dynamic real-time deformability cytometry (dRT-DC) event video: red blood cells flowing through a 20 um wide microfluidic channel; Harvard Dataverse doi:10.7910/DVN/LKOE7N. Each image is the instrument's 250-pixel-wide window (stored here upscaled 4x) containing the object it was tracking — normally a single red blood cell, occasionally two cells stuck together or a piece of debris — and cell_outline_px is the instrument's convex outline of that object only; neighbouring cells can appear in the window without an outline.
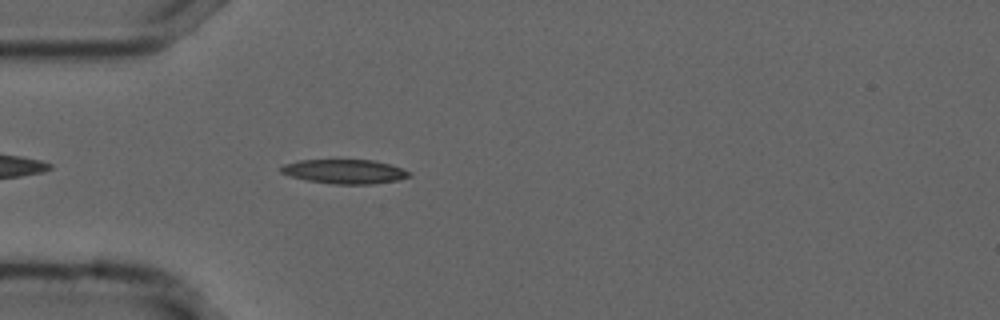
{"species": "common noctule bat (a hibernating species)", "species_latin": "Nyctalus noctula", "temperature_condition": "cold", "stored_images_in_passage": 35, "camera_frame_rate_fps": 3000, "um_per_image_px": 0.085, "animal": {"sex": "male", "forearm_length_mm": 52.5}, "frame": {"image": 1, "passage_image": 4, "time_ms": 1.0, "image_size_px": [1000, 320], "cell_outline_px": [[412, 176], [396, 180], [372, 184], [332, 184], [308, 180], [288, 176], [280, 172], [280, 168], [284, 164], [300, 160], [372, 160], [392, 164], [412, 172]], "centroid_in_image_um": [29.32, 14.58], "position_along_channel_um": 55.7, "area_um2": 18.21}}
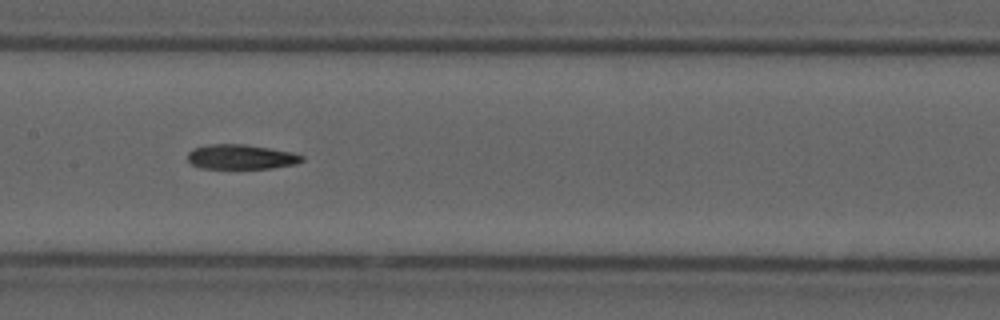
{"frame": {"image": 2, "passage_image": 15, "time_ms": 4.667, "image_size_px": [1000, 320], "cell_outline_px": [[304, 160], [296, 164], [272, 168], [200, 168], [192, 164], [188, 160], [188, 152], [192, 148], [208, 144], [244, 144], [292, 152], [304, 156]], "centroid_in_image_um": [20.48, 13.33], "position_along_channel_um": 186.9, "area_um2": 16.47}}
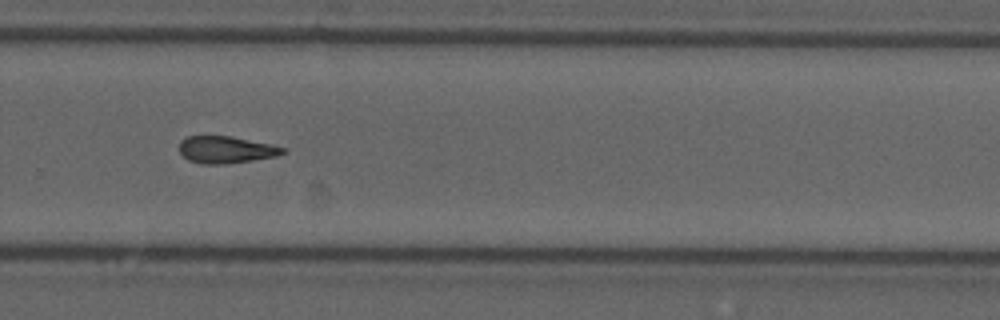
{"frame": {"image": 3, "passage_image": 25, "time_ms": 8.0, "image_size_px": [1000, 320], "cell_outline_px": [[288, 152], [276, 156], [252, 160], [224, 164], [200, 164], [188, 160], [180, 152], [180, 140], [188, 136], [232, 136], [272, 144], [288, 148]], "centroid_in_image_um": [19.25, 12.72], "position_along_channel_um": 310.5, "area_um2": 16.47}}